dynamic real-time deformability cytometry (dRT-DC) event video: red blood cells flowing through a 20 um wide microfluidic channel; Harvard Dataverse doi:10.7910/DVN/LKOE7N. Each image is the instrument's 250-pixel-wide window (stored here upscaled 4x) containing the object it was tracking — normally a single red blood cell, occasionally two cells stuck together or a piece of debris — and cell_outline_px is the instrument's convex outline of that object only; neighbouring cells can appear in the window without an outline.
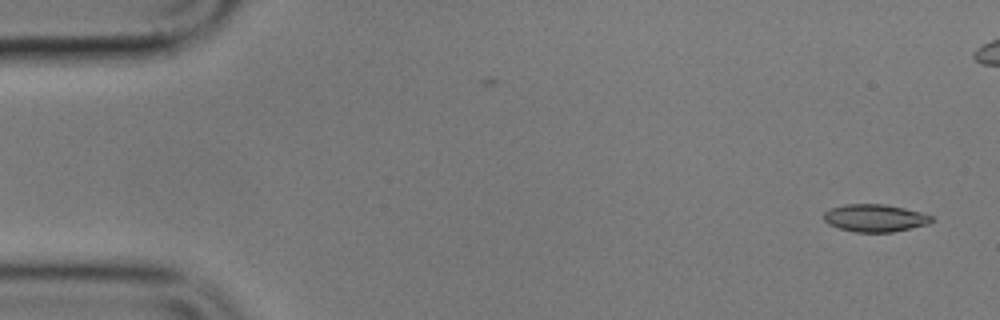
{"species": "common noctule bat (a hibernating species)", "species_latin": "Nyctalus noctula", "temperature_condition": "cold", "stored_images_in_passage": 8, "camera_frame_rate_fps": 3000, "um_per_image_px": 0.085, "animal": {"sex": "male", "body_mass_g": 17.9}, "frame": {"image": 1, "passage_image": 1, "time_ms": 0.0, "image_size_px": [1000, 320], "cell_outline_px": [[932, 220], [928, 224], [892, 232], [856, 232], [840, 228], [828, 224], [824, 220], [824, 212], [828, 208], [844, 204], [884, 204], [904, 208], [920, 212], [932, 216]], "centroid_in_image_um": [74.33, 18.52], "position_along_channel_um": 10.7, "area_um2": 17.22}}
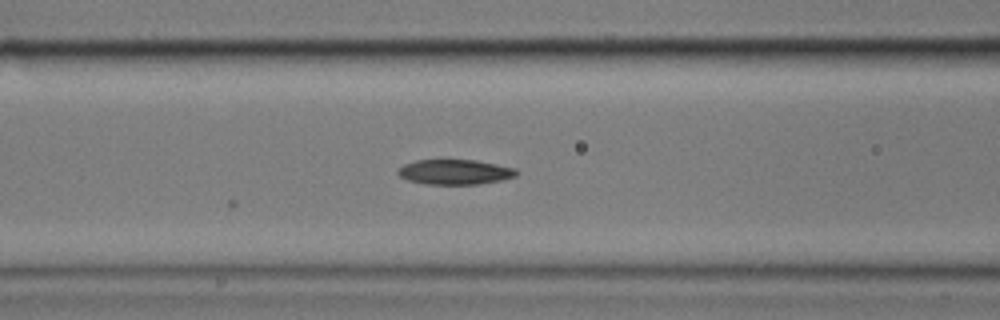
{"frame": {"image": 2, "passage_image": 7, "time_ms": 6.667, "image_size_px": [1000, 320], "cell_outline_px": [[520, 172], [516, 176], [504, 180], [480, 184], [424, 184], [408, 180], [400, 176], [396, 172], [404, 164], [416, 160], [476, 160], [516, 168]], "centroid_in_image_um": [38.71, 14.62], "position_along_channel_um": 127.9, "area_um2": 17.4}}